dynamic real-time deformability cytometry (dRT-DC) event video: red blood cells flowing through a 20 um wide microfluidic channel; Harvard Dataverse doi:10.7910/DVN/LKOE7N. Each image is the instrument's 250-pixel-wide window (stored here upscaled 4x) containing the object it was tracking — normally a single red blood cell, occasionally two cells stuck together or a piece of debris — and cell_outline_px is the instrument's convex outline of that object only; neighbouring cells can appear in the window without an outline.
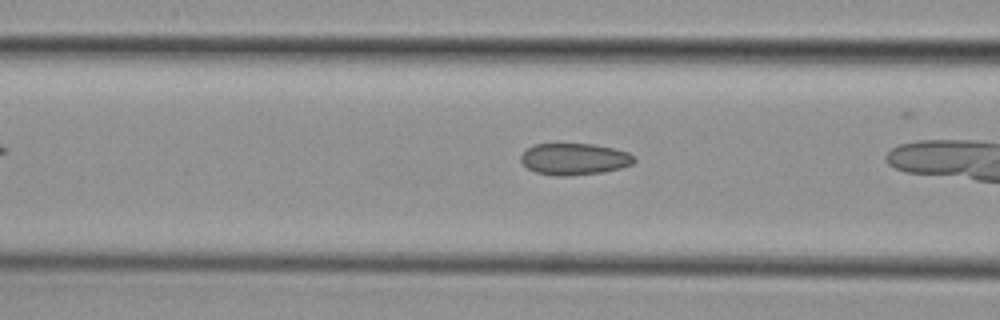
{"species": "common noctule bat (a hibernating species)", "species_latin": "Nyctalus noctula", "temperature_condition": "cold", "stored_images_in_passage": 7, "camera_frame_rate_fps": 3000, "um_per_image_px": 0.085, "animal": {"sex": "female", "body_mass_g": 29.2, "forearm_length_mm": 56.3}, "frame": {"image": 1, "passage_image": 6, "time_ms": 1.667, "image_size_px": [1000, 320], "cell_outline_px": [[636, 160], [632, 164], [620, 168], [604, 172], [568, 176], [552, 176], [536, 172], [528, 168], [520, 160], [520, 156], [532, 144], [596, 144], [628, 152], [636, 156]], "centroid_in_image_um": [48.83, 13.52], "position_along_channel_um": 117.8, "area_um2": 21.04}}